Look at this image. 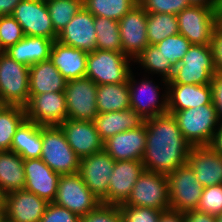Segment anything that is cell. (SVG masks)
I'll list each match as a JSON object with an SVG mask.
<instances>
[{
    "instance_id": "obj_10",
    "label": "cell",
    "mask_w": 222,
    "mask_h": 222,
    "mask_svg": "<svg viewBox=\"0 0 222 222\" xmlns=\"http://www.w3.org/2000/svg\"><path fill=\"white\" fill-rule=\"evenodd\" d=\"M53 202L80 217L87 215L101 204V200L89 190L79 172L60 175Z\"/></svg>"
},
{
    "instance_id": "obj_44",
    "label": "cell",
    "mask_w": 222,
    "mask_h": 222,
    "mask_svg": "<svg viewBox=\"0 0 222 222\" xmlns=\"http://www.w3.org/2000/svg\"><path fill=\"white\" fill-rule=\"evenodd\" d=\"M39 222H80V216L51 202Z\"/></svg>"
},
{
    "instance_id": "obj_53",
    "label": "cell",
    "mask_w": 222,
    "mask_h": 222,
    "mask_svg": "<svg viewBox=\"0 0 222 222\" xmlns=\"http://www.w3.org/2000/svg\"><path fill=\"white\" fill-rule=\"evenodd\" d=\"M218 24L222 27V9L218 10Z\"/></svg>"
},
{
    "instance_id": "obj_21",
    "label": "cell",
    "mask_w": 222,
    "mask_h": 222,
    "mask_svg": "<svg viewBox=\"0 0 222 222\" xmlns=\"http://www.w3.org/2000/svg\"><path fill=\"white\" fill-rule=\"evenodd\" d=\"M59 126L65 133L68 144L80 159L103 150V141L99 137L94 121L67 118Z\"/></svg>"
},
{
    "instance_id": "obj_30",
    "label": "cell",
    "mask_w": 222,
    "mask_h": 222,
    "mask_svg": "<svg viewBox=\"0 0 222 222\" xmlns=\"http://www.w3.org/2000/svg\"><path fill=\"white\" fill-rule=\"evenodd\" d=\"M24 187V159L12 151H0V190L7 194Z\"/></svg>"
},
{
    "instance_id": "obj_50",
    "label": "cell",
    "mask_w": 222,
    "mask_h": 222,
    "mask_svg": "<svg viewBox=\"0 0 222 222\" xmlns=\"http://www.w3.org/2000/svg\"><path fill=\"white\" fill-rule=\"evenodd\" d=\"M190 5L206 6L219 10V0H188Z\"/></svg>"
},
{
    "instance_id": "obj_52",
    "label": "cell",
    "mask_w": 222,
    "mask_h": 222,
    "mask_svg": "<svg viewBox=\"0 0 222 222\" xmlns=\"http://www.w3.org/2000/svg\"><path fill=\"white\" fill-rule=\"evenodd\" d=\"M4 196L5 194L0 190V212H4Z\"/></svg>"
},
{
    "instance_id": "obj_35",
    "label": "cell",
    "mask_w": 222,
    "mask_h": 222,
    "mask_svg": "<svg viewBox=\"0 0 222 222\" xmlns=\"http://www.w3.org/2000/svg\"><path fill=\"white\" fill-rule=\"evenodd\" d=\"M96 49L122 52L119 22L94 16Z\"/></svg>"
},
{
    "instance_id": "obj_41",
    "label": "cell",
    "mask_w": 222,
    "mask_h": 222,
    "mask_svg": "<svg viewBox=\"0 0 222 222\" xmlns=\"http://www.w3.org/2000/svg\"><path fill=\"white\" fill-rule=\"evenodd\" d=\"M147 13H169L177 15L190 6L188 0H138Z\"/></svg>"
},
{
    "instance_id": "obj_54",
    "label": "cell",
    "mask_w": 222,
    "mask_h": 222,
    "mask_svg": "<svg viewBox=\"0 0 222 222\" xmlns=\"http://www.w3.org/2000/svg\"><path fill=\"white\" fill-rule=\"evenodd\" d=\"M0 222H15L13 220H10L9 218H7L6 216H4Z\"/></svg>"
},
{
    "instance_id": "obj_49",
    "label": "cell",
    "mask_w": 222,
    "mask_h": 222,
    "mask_svg": "<svg viewBox=\"0 0 222 222\" xmlns=\"http://www.w3.org/2000/svg\"><path fill=\"white\" fill-rule=\"evenodd\" d=\"M22 0H0V17L12 15L14 8Z\"/></svg>"
},
{
    "instance_id": "obj_28",
    "label": "cell",
    "mask_w": 222,
    "mask_h": 222,
    "mask_svg": "<svg viewBox=\"0 0 222 222\" xmlns=\"http://www.w3.org/2000/svg\"><path fill=\"white\" fill-rule=\"evenodd\" d=\"M66 82L50 59L33 64L29 69L30 94L64 92Z\"/></svg>"
},
{
    "instance_id": "obj_23",
    "label": "cell",
    "mask_w": 222,
    "mask_h": 222,
    "mask_svg": "<svg viewBox=\"0 0 222 222\" xmlns=\"http://www.w3.org/2000/svg\"><path fill=\"white\" fill-rule=\"evenodd\" d=\"M145 148V123L137 129L120 132L103 142V149L115 161L142 160Z\"/></svg>"
},
{
    "instance_id": "obj_33",
    "label": "cell",
    "mask_w": 222,
    "mask_h": 222,
    "mask_svg": "<svg viewBox=\"0 0 222 222\" xmlns=\"http://www.w3.org/2000/svg\"><path fill=\"white\" fill-rule=\"evenodd\" d=\"M144 68L145 72L161 75L163 85L172 77L175 66L162 55L155 45H148L134 60Z\"/></svg>"
},
{
    "instance_id": "obj_37",
    "label": "cell",
    "mask_w": 222,
    "mask_h": 222,
    "mask_svg": "<svg viewBox=\"0 0 222 222\" xmlns=\"http://www.w3.org/2000/svg\"><path fill=\"white\" fill-rule=\"evenodd\" d=\"M55 32L58 34L83 7V0L46 1Z\"/></svg>"
},
{
    "instance_id": "obj_6",
    "label": "cell",
    "mask_w": 222,
    "mask_h": 222,
    "mask_svg": "<svg viewBox=\"0 0 222 222\" xmlns=\"http://www.w3.org/2000/svg\"><path fill=\"white\" fill-rule=\"evenodd\" d=\"M30 67L0 53V99L5 105L25 106L30 98Z\"/></svg>"
},
{
    "instance_id": "obj_13",
    "label": "cell",
    "mask_w": 222,
    "mask_h": 222,
    "mask_svg": "<svg viewBox=\"0 0 222 222\" xmlns=\"http://www.w3.org/2000/svg\"><path fill=\"white\" fill-rule=\"evenodd\" d=\"M12 16L21 25L24 35L57 40L46 2L43 0H22L16 5Z\"/></svg>"
},
{
    "instance_id": "obj_3",
    "label": "cell",
    "mask_w": 222,
    "mask_h": 222,
    "mask_svg": "<svg viewBox=\"0 0 222 222\" xmlns=\"http://www.w3.org/2000/svg\"><path fill=\"white\" fill-rule=\"evenodd\" d=\"M215 73L211 45H191L167 84H210Z\"/></svg>"
},
{
    "instance_id": "obj_8",
    "label": "cell",
    "mask_w": 222,
    "mask_h": 222,
    "mask_svg": "<svg viewBox=\"0 0 222 222\" xmlns=\"http://www.w3.org/2000/svg\"><path fill=\"white\" fill-rule=\"evenodd\" d=\"M179 34L192 45H211L218 25V10L206 6L190 5L177 14Z\"/></svg>"
},
{
    "instance_id": "obj_34",
    "label": "cell",
    "mask_w": 222,
    "mask_h": 222,
    "mask_svg": "<svg viewBox=\"0 0 222 222\" xmlns=\"http://www.w3.org/2000/svg\"><path fill=\"white\" fill-rule=\"evenodd\" d=\"M146 29L149 45H155L169 36L179 34L177 15L147 13Z\"/></svg>"
},
{
    "instance_id": "obj_1",
    "label": "cell",
    "mask_w": 222,
    "mask_h": 222,
    "mask_svg": "<svg viewBox=\"0 0 222 222\" xmlns=\"http://www.w3.org/2000/svg\"><path fill=\"white\" fill-rule=\"evenodd\" d=\"M144 123L146 148L142 162L145 170L168 175L187 163L191 145L172 114L148 118Z\"/></svg>"
},
{
    "instance_id": "obj_25",
    "label": "cell",
    "mask_w": 222,
    "mask_h": 222,
    "mask_svg": "<svg viewBox=\"0 0 222 222\" xmlns=\"http://www.w3.org/2000/svg\"><path fill=\"white\" fill-rule=\"evenodd\" d=\"M87 55L88 52L63 45L56 40L52 44L50 60L66 81H70L85 77Z\"/></svg>"
},
{
    "instance_id": "obj_46",
    "label": "cell",
    "mask_w": 222,
    "mask_h": 222,
    "mask_svg": "<svg viewBox=\"0 0 222 222\" xmlns=\"http://www.w3.org/2000/svg\"><path fill=\"white\" fill-rule=\"evenodd\" d=\"M211 48L216 72L222 73V27L218 24L214 30Z\"/></svg>"
},
{
    "instance_id": "obj_2",
    "label": "cell",
    "mask_w": 222,
    "mask_h": 222,
    "mask_svg": "<svg viewBox=\"0 0 222 222\" xmlns=\"http://www.w3.org/2000/svg\"><path fill=\"white\" fill-rule=\"evenodd\" d=\"M184 138L191 146L211 145L221 127L213 103L171 113Z\"/></svg>"
},
{
    "instance_id": "obj_22",
    "label": "cell",
    "mask_w": 222,
    "mask_h": 222,
    "mask_svg": "<svg viewBox=\"0 0 222 222\" xmlns=\"http://www.w3.org/2000/svg\"><path fill=\"white\" fill-rule=\"evenodd\" d=\"M187 163L203 187L222 183V155L211 145L191 146Z\"/></svg>"
},
{
    "instance_id": "obj_29",
    "label": "cell",
    "mask_w": 222,
    "mask_h": 222,
    "mask_svg": "<svg viewBox=\"0 0 222 222\" xmlns=\"http://www.w3.org/2000/svg\"><path fill=\"white\" fill-rule=\"evenodd\" d=\"M10 151L17 153L24 160L41 158L42 125L26 119L13 136Z\"/></svg>"
},
{
    "instance_id": "obj_42",
    "label": "cell",
    "mask_w": 222,
    "mask_h": 222,
    "mask_svg": "<svg viewBox=\"0 0 222 222\" xmlns=\"http://www.w3.org/2000/svg\"><path fill=\"white\" fill-rule=\"evenodd\" d=\"M119 205L101 203L95 210L80 217V222H122Z\"/></svg>"
},
{
    "instance_id": "obj_38",
    "label": "cell",
    "mask_w": 222,
    "mask_h": 222,
    "mask_svg": "<svg viewBox=\"0 0 222 222\" xmlns=\"http://www.w3.org/2000/svg\"><path fill=\"white\" fill-rule=\"evenodd\" d=\"M191 45L192 43L181 34L169 36L155 44L165 59L170 60L174 66L181 62Z\"/></svg>"
},
{
    "instance_id": "obj_39",
    "label": "cell",
    "mask_w": 222,
    "mask_h": 222,
    "mask_svg": "<svg viewBox=\"0 0 222 222\" xmlns=\"http://www.w3.org/2000/svg\"><path fill=\"white\" fill-rule=\"evenodd\" d=\"M24 36L21 25L12 15L0 17V46L3 51L15 45Z\"/></svg>"
},
{
    "instance_id": "obj_12",
    "label": "cell",
    "mask_w": 222,
    "mask_h": 222,
    "mask_svg": "<svg viewBox=\"0 0 222 222\" xmlns=\"http://www.w3.org/2000/svg\"><path fill=\"white\" fill-rule=\"evenodd\" d=\"M97 87L88 77L66 82L64 94L67 118L76 121H94L98 116Z\"/></svg>"
},
{
    "instance_id": "obj_51",
    "label": "cell",
    "mask_w": 222,
    "mask_h": 222,
    "mask_svg": "<svg viewBox=\"0 0 222 222\" xmlns=\"http://www.w3.org/2000/svg\"><path fill=\"white\" fill-rule=\"evenodd\" d=\"M211 146L222 155V126L218 130V132L215 134V137L213 139V142Z\"/></svg>"
},
{
    "instance_id": "obj_4",
    "label": "cell",
    "mask_w": 222,
    "mask_h": 222,
    "mask_svg": "<svg viewBox=\"0 0 222 222\" xmlns=\"http://www.w3.org/2000/svg\"><path fill=\"white\" fill-rule=\"evenodd\" d=\"M133 60L122 52L99 50L87 55V70L85 77L97 85L121 84L128 81L132 71Z\"/></svg>"
},
{
    "instance_id": "obj_57",
    "label": "cell",
    "mask_w": 222,
    "mask_h": 222,
    "mask_svg": "<svg viewBox=\"0 0 222 222\" xmlns=\"http://www.w3.org/2000/svg\"><path fill=\"white\" fill-rule=\"evenodd\" d=\"M219 9H222V0H219Z\"/></svg>"
},
{
    "instance_id": "obj_7",
    "label": "cell",
    "mask_w": 222,
    "mask_h": 222,
    "mask_svg": "<svg viewBox=\"0 0 222 222\" xmlns=\"http://www.w3.org/2000/svg\"><path fill=\"white\" fill-rule=\"evenodd\" d=\"M167 178L171 209L182 213L197 210L204 187L190 165L177 167Z\"/></svg>"
},
{
    "instance_id": "obj_58",
    "label": "cell",
    "mask_w": 222,
    "mask_h": 222,
    "mask_svg": "<svg viewBox=\"0 0 222 222\" xmlns=\"http://www.w3.org/2000/svg\"><path fill=\"white\" fill-rule=\"evenodd\" d=\"M5 104L1 101L0 99V109L4 106Z\"/></svg>"
},
{
    "instance_id": "obj_55",
    "label": "cell",
    "mask_w": 222,
    "mask_h": 222,
    "mask_svg": "<svg viewBox=\"0 0 222 222\" xmlns=\"http://www.w3.org/2000/svg\"><path fill=\"white\" fill-rule=\"evenodd\" d=\"M217 222H222V213L216 216Z\"/></svg>"
},
{
    "instance_id": "obj_24",
    "label": "cell",
    "mask_w": 222,
    "mask_h": 222,
    "mask_svg": "<svg viewBox=\"0 0 222 222\" xmlns=\"http://www.w3.org/2000/svg\"><path fill=\"white\" fill-rule=\"evenodd\" d=\"M168 113L212 103L210 84H167Z\"/></svg>"
},
{
    "instance_id": "obj_43",
    "label": "cell",
    "mask_w": 222,
    "mask_h": 222,
    "mask_svg": "<svg viewBox=\"0 0 222 222\" xmlns=\"http://www.w3.org/2000/svg\"><path fill=\"white\" fill-rule=\"evenodd\" d=\"M119 207L127 222H158L163 212L150 207L127 206L123 203Z\"/></svg>"
},
{
    "instance_id": "obj_45",
    "label": "cell",
    "mask_w": 222,
    "mask_h": 222,
    "mask_svg": "<svg viewBox=\"0 0 222 222\" xmlns=\"http://www.w3.org/2000/svg\"><path fill=\"white\" fill-rule=\"evenodd\" d=\"M212 88V103L215 106L219 121L222 126V73L216 72L210 83Z\"/></svg>"
},
{
    "instance_id": "obj_59",
    "label": "cell",
    "mask_w": 222,
    "mask_h": 222,
    "mask_svg": "<svg viewBox=\"0 0 222 222\" xmlns=\"http://www.w3.org/2000/svg\"><path fill=\"white\" fill-rule=\"evenodd\" d=\"M122 222H127V221L123 218V216H122Z\"/></svg>"
},
{
    "instance_id": "obj_15",
    "label": "cell",
    "mask_w": 222,
    "mask_h": 222,
    "mask_svg": "<svg viewBox=\"0 0 222 222\" xmlns=\"http://www.w3.org/2000/svg\"><path fill=\"white\" fill-rule=\"evenodd\" d=\"M118 22L122 53L134 60L149 45L147 12L137 3Z\"/></svg>"
},
{
    "instance_id": "obj_19",
    "label": "cell",
    "mask_w": 222,
    "mask_h": 222,
    "mask_svg": "<svg viewBox=\"0 0 222 222\" xmlns=\"http://www.w3.org/2000/svg\"><path fill=\"white\" fill-rule=\"evenodd\" d=\"M48 204L34 193L15 190L4 196V213L15 222H39Z\"/></svg>"
},
{
    "instance_id": "obj_17",
    "label": "cell",
    "mask_w": 222,
    "mask_h": 222,
    "mask_svg": "<svg viewBox=\"0 0 222 222\" xmlns=\"http://www.w3.org/2000/svg\"><path fill=\"white\" fill-rule=\"evenodd\" d=\"M145 170L142 160L115 161L103 204L120 205L130 196L132 189Z\"/></svg>"
},
{
    "instance_id": "obj_11",
    "label": "cell",
    "mask_w": 222,
    "mask_h": 222,
    "mask_svg": "<svg viewBox=\"0 0 222 222\" xmlns=\"http://www.w3.org/2000/svg\"><path fill=\"white\" fill-rule=\"evenodd\" d=\"M128 85L130 108L144 120L168 113V86L161 96L160 88L155 82L153 84V81L146 77L139 83L135 80L132 71L128 78Z\"/></svg>"
},
{
    "instance_id": "obj_26",
    "label": "cell",
    "mask_w": 222,
    "mask_h": 222,
    "mask_svg": "<svg viewBox=\"0 0 222 222\" xmlns=\"http://www.w3.org/2000/svg\"><path fill=\"white\" fill-rule=\"evenodd\" d=\"M144 121L134 109L128 108L118 112L98 113L94 124L99 137L104 142L120 132L139 128Z\"/></svg>"
},
{
    "instance_id": "obj_31",
    "label": "cell",
    "mask_w": 222,
    "mask_h": 222,
    "mask_svg": "<svg viewBox=\"0 0 222 222\" xmlns=\"http://www.w3.org/2000/svg\"><path fill=\"white\" fill-rule=\"evenodd\" d=\"M96 98L98 113L118 112L130 108L128 81L98 85Z\"/></svg>"
},
{
    "instance_id": "obj_47",
    "label": "cell",
    "mask_w": 222,
    "mask_h": 222,
    "mask_svg": "<svg viewBox=\"0 0 222 222\" xmlns=\"http://www.w3.org/2000/svg\"><path fill=\"white\" fill-rule=\"evenodd\" d=\"M185 222H217L216 216L199 210L184 213Z\"/></svg>"
},
{
    "instance_id": "obj_18",
    "label": "cell",
    "mask_w": 222,
    "mask_h": 222,
    "mask_svg": "<svg viewBox=\"0 0 222 222\" xmlns=\"http://www.w3.org/2000/svg\"><path fill=\"white\" fill-rule=\"evenodd\" d=\"M94 15L82 7L73 19L58 33L57 41L85 52L96 50Z\"/></svg>"
},
{
    "instance_id": "obj_16",
    "label": "cell",
    "mask_w": 222,
    "mask_h": 222,
    "mask_svg": "<svg viewBox=\"0 0 222 222\" xmlns=\"http://www.w3.org/2000/svg\"><path fill=\"white\" fill-rule=\"evenodd\" d=\"M115 160L103 149L80 159L79 173L89 190L100 200L108 193Z\"/></svg>"
},
{
    "instance_id": "obj_9",
    "label": "cell",
    "mask_w": 222,
    "mask_h": 222,
    "mask_svg": "<svg viewBox=\"0 0 222 222\" xmlns=\"http://www.w3.org/2000/svg\"><path fill=\"white\" fill-rule=\"evenodd\" d=\"M123 204L162 211L171 209L167 175L144 170Z\"/></svg>"
},
{
    "instance_id": "obj_5",
    "label": "cell",
    "mask_w": 222,
    "mask_h": 222,
    "mask_svg": "<svg viewBox=\"0 0 222 222\" xmlns=\"http://www.w3.org/2000/svg\"><path fill=\"white\" fill-rule=\"evenodd\" d=\"M41 159L60 175L79 172L80 158L68 144L60 126H42Z\"/></svg>"
},
{
    "instance_id": "obj_36",
    "label": "cell",
    "mask_w": 222,
    "mask_h": 222,
    "mask_svg": "<svg viewBox=\"0 0 222 222\" xmlns=\"http://www.w3.org/2000/svg\"><path fill=\"white\" fill-rule=\"evenodd\" d=\"M138 0H83L85 7L95 17L119 21Z\"/></svg>"
},
{
    "instance_id": "obj_48",
    "label": "cell",
    "mask_w": 222,
    "mask_h": 222,
    "mask_svg": "<svg viewBox=\"0 0 222 222\" xmlns=\"http://www.w3.org/2000/svg\"><path fill=\"white\" fill-rule=\"evenodd\" d=\"M158 222H185L184 213L172 209L163 211Z\"/></svg>"
},
{
    "instance_id": "obj_32",
    "label": "cell",
    "mask_w": 222,
    "mask_h": 222,
    "mask_svg": "<svg viewBox=\"0 0 222 222\" xmlns=\"http://www.w3.org/2000/svg\"><path fill=\"white\" fill-rule=\"evenodd\" d=\"M25 120L23 106L4 105L0 109V151H10L13 136Z\"/></svg>"
},
{
    "instance_id": "obj_56",
    "label": "cell",
    "mask_w": 222,
    "mask_h": 222,
    "mask_svg": "<svg viewBox=\"0 0 222 222\" xmlns=\"http://www.w3.org/2000/svg\"><path fill=\"white\" fill-rule=\"evenodd\" d=\"M5 216V213L4 212H0V221L1 219Z\"/></svg>"
},
{
    "instance_id": "obj_20",
    "label": "cell",
    "mask_w": 222,
    "mask_h": 222,
    "mask_svg": "<svg viewBox=\"0 0 222 222\" xmlns=\"http://www.w3.org/2000/svg\"><path fill=\"white\" fill-rule=\"evenodd\" d=\"M24 190L34 193L48 203L54 201L60 174L54 172L41 158L24 160Z\"/></svg>"
},
{
    "instance_id": "obj_14",
    "label": "cell",
    "mask_w": 222,
    "mask_h": 222,
    "mask_svg": "<svg viewBox=\"0 0 222 222\" xmlns=\"http://www.w3.org/2000/svg\"><path fill=\"white\" fill-rule=\"evenodd\" d=\"M24 108L26 119L42 126H59L67 119L64 92L30 94Z\"/></svg>"
},
{
    "instance_id": "obj_40",
    "label": "cell",
    "mask_w": 222,
    "mask_h": 222,
    "mask_svg": "<svg viewBox=\"0 0 222 222\" xmlns=\"http://www.w3.org/2000/svg\"><path fill=\"white\" fill-rule=\"evenodd\" d=\"M197 210L213 216L222 213V183L203 188Z\"/></svg>"
},
{
    "instance_id": "obj_27",
    "label": "cell",
    "mask_w": 222,
    "mask_h": 222,
    "mask_svg": "<svg viewBox=\"0 0 222 222\" xmlns=\"http://www.w3.org/2000/svg\"><path fill=\"white\" fill-rule=\"evenodd\" d=\"M53 42L48 38L25 35L15 45L4 50V53L17 62L31 67L33 64L50 59Z\"/></svg>"
}]
</instances>
